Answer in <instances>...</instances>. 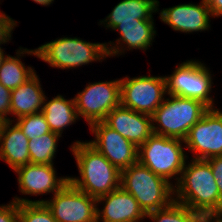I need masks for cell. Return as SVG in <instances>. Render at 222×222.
I'll use <instances>...</instances> for the list:
<instances>
[{"instance_id":"obj_1","label":"cell","mask_w":222,"mask_h":222,"mask_svg":"<svg viewBox=\"0 0 222 222\" xmlns=\"http://www.w3.org/2000/svg\"><path fill=\"white\" fill-rule=\"evenodd\" d=\"M176 179L174 201L198 214L222 211L220 192L207 160L193 159L188 166L185 163L181 176Z\"/></svg>"},{"instance_id":"obj_2","label":"cell","mask_w":222,"mask_h":222,"mask_svg":"<svg viewBox=\"0 0 222 222\" xmlns=\"http://www.w3.org/2000/svg\"><path fill=\"white\" fill-rule=\"evenodd\" d=\"M71 147L81 176L68 177L73 186L96 199L120 187L121 171L93 146L76 141Z\"/></svg>"},{"instance_id":"obj_3","label":"cell","mask_w":222,"mask_h":222,"mask_svg":"<svg viewBox=\"0 0 222 222\" xmlns=\"http://www.w3.org/2000/svg\"><path fill=\"white\" fill-rule=\"evenodd\" d=\"M120 187L136 199L145 213L163 209L174 201V185L139 161L121 171Z\"/></svg>"},{"instance_id":"obj_4","label":"cell","mask_w":222,"mask_h":222,"mask_svg":"<svg viewBox=\"0 0 222 222\" xmlns=\"http://www.w3.org/2000/svg\"><path fill=\"white\" fill-rule=\"evenodd\" d=\"M22 49L20 47L16 55L34 54L39 59L49 63L50 66L63 70L79 67L92 61H100L108 56L104 43H90L76 37L56 39L35 50Z\"/></svg>"},{"instance_id":"obj_5","label":"cell","mask_w":222,"mask_h":222,"mask_svg":"<svg viewBox=\"0 0 222 222\" xmlns=\"http://www.w3.org/2000/svg\"><path fill=\"white\" fill-rule=\"evenodd\" d=\"M154 111L152 117L153 133L165 137L184 140L191 127L209 110L203 102L170 95ZM154 122L158 124L155 126Z\"/></svg>"},{"instance_id":"obj_6","label":"cell","mask_w":222,"mask_h":222,"mask_svg":"<svg viewBox=\"0 0 222 222\" xmlns=\"http://www.w3.org/2000/svg\"><path fill=\"white\" fill-rule=\"evenodd\" d=\"M179 138L165 137L153 133L139 147L138 161L168 182L181 175L185 166V154ZM141 152V153H140Z\"/></svg>"},{"instance_id":"obj_7","label":"cell","mask_w":222,"mask_h":222,"mask_svg":"<svg viewBox=\"0 0 222 222\" xmlns=\"http://www.w3.org/2000/svg\"><path fill=\"white\" fill-rule=\"evenodd\" d=\"M50 201L21 199L15 197L14 202L44 203L57 222H97L96 198L80 191L67 182Z\"/></svg>"},{"instance_id":"obj_8","label":"cell","mask_w":222,"mask_h":222,"mask_svg":"<svg viewBox=\"0 0 222 222\" xmlns=\"http://www.w3.org/2000/svg\"><path fill=\"white\" fill-rule=\"evenodd\" d=\"M211 74L203 63L187 61L177 66L172 75L166 76L167 94L196 99L214 108L210 97L213 83Z\"/></svg>"},{"instance_id":"obj_9","label":"cell","mask_w":222,"mask_h":222,"mask_svg":"<svg viewBox=\"0 0 222 222\" xmlns=\"http://www.w3.org/2000/svg\"><path fill=\"white\" fill-rule=\"evenodd\" d=\"M120 92V104L123 107L152 115L167 93L166 77H125L120 79Z\"/></svg>"},{"instance_id":"obj_10","label":"cell","mask_w":222,"mask_h":222,"mask_svg":"<svg viewBox=\"0 0 222 222\" xmlns=\"http://www.w3.org/2000/svg\"><path fill=\"white\" fill-rule=\"evenodd\" d=\"M120 79L90 83L74 97L78 116L88 124L103 121L107 114L120 105Z\"/></svg>"},{"instance_id":"obj_11","label":"cell","mask_w":222,"mask_h":222,"mask_svg":"<svg viewBox=\"0 0 222 222\" xmlns=\"http://www.w3.org/2000/svg\"><path fill=\"white\" fill-rule=\"evenodd\" d=\"M184 144L196 153L194 159L222 156V116L215 108H209L191 127Z\"/></svg>"},{"instance_id":"obj_12","label":"cell","mask_w":222,"mask_h":222,"mask_svg":"<svg viewBox=\"0 0 222 222\" xmlns=\"http://www.w3.org/2000/svg\"><path fill=\"white\" fill-rule=\"evenodd\" d=\"M89 126L95 135V140L88 143L120 171L138 161L139 148L117 131L103 121L94 122Z\"/></svg>"},{"instance_id":"obj_13","label":"cell","mask_w":222,"mask_h":222,"mask_svg":"<svg viewBox=\"0 0 222 222\" xmlns=\"http://www.w3.org/2000/svg\"><path fill=\"white\" fill-rule=\"evenodd\" d=\"M103 122L138 148L153 134L151 115L136 112L121 104L111 110Z\"/></svg>"},{"instance_id":"obj_14","label":"cell","mask_w":222,"mask_h":222,"mask_svg":"<svg viewBox=\"0 0 222 222\" xmlns=\"http://www.w3.org/2000/svg\"><path fill=\"white\" fill-rule=\"evenodd\" d=\"M18 173L20 192L28 195L56 193L67 182L68 177L57 179L55 169L51 164H26L14 170Z\"/></svg>"},{"instance_id":"obj_15","label":"cell","mask_w":222,"mask_h":222,"mask_svg":"<svg viewBox=\"0 0 222 222\" xmlns=\"http://www.w3.org/2000/svg\"><path fill=\"white\" fill-rule=\"evenodd\" d=\"M103 201L104 209L97 207V222H139L146 218L136 199L122 187L96 199L97 203Z\"/></svg>"},{"instance_id":"obj_16","label":"cell","mask_w":222,"mask_h":222,"mask_svg":"<svg viewBox=\"0 0 222 222\" xmlns=\"http://www.w3.org/2000/svg\"><path fill=\"white\" fill-rule=\"evenodd\" d=\"M211 15L208 3L202 0L200 5L180 4L160 12V19L175 31L196 32L208 30Z\"/></svg>"},{"instance_id":"obj_17","label":"cell","mask_w":222,"mask_h":222,"mask_svg":"<svg viewBox=\"0 0 222 222\" xmlns=\"http://www.w3.org/2000/svg\"><path fill=\"white\" fill-rule=\"evenodd\" d=\"M5 121L0 133V159L7 162L13 169L30 163L29 139L17 124ZM11 126V127H10Z\"/></svg>"},{"instance_id":"obj_18","label":"cell","mask_w":222,"mask_h":222,"mask_svg":"<svg viewBox=\"0 0 222 222\" xmlns=\"http://www.w3.org/2000/svg\"><path fill=\"white\" fill-rule=\"evenodd\" d=\"M40 80L36 73L23 84L11 91L10 109L17 119L26 115L42 111L46 96L40 87Z\"/></svg>"},{"instance_id":"obj_19","label":"cell","mask_w":222,"mask_h":222,"mask_svg":"<svg viewBox=\"0 0 222 222\" xmlns=\"http://www.w3.org/2000/svg\"><path fill=\"white\" fill-rule=\"evenodd\" d=\"M158 0H123L119 2L101 24L114 29L128 22H153L152 14L158 12Z\"/></svg>"},{"instance_id":"obj_20","label":"cell","mask_w":222,"mask_h":222,"mask_svg":"<svg viewBox=\"0 0 222 222\" xmlns=\"http://www.w3.org/2000/svg\"><path fill=\"white\" fill-rule=\"evenodd\" d=\"M113 30H119L120 38L117 41L116 45L111 43L108 47L107 43H105L106 51L108 56H114L122 53L121 47L118 46L122 41L124 45L128 47V49H141L146 50L150 45H152L151 41L154 39V35L156 34V30L154 29V22H128L117 25ZM121 49V50H120ZM120 52V53H119Z\"/></svg>"},{"instance_id":"obj_21","label":"cell","mask_w":222,"mask_h":222,"mask_svg":"<svg viewBox=\"0 0 222 222\" xmlns=\"http://www.w3.org/2000/svg\"><path fill=\"white\" fill-rule=\"evenodd\" d=\"M46 100L44 99L41 112L44 114L50 130L61 136L62 129L74 123L79 117L75 100L74 98L67 100L61 95H57L48 102Z\"/></svg>"},{"instance_id":"obj_22","label":"cell","mask_w":222,"mask_h":222,"mask_svg":"<svg viewBox=\"0 0 222 222\" xmlns=\"http://www.w3.org/2000/svg\"><path fill=\"white\" fill-rule=\"evenodd\" d=\"M19 56L7 55L0 66V83L10 91L16 89L35 74L31 67H25Z\"/></svg>"},{"instance_id":"obj_23","label":"cell","mask_w":222,"mask_h":222,"mask_svg":"<svg viewBox=\"0 0 222 222\" xmlns=\"http://www.w3.org/2000/svg\"><path fill=\"white\" fill-rule=\"evenodd\" d=\"M60 137V135L51 131L39 138L30 139L28 148L30 163L53 165V157Z\"/></svg>"},{"instance_id":"obj_24","label":"cell","mask_w":222,"mask_h":222,"mask_svg":"<svg viewBox=\"0 0 222 222\" xmlns=\"http://www.w3.org/2000/svg\"><path fill=\"white\" fill-rule=\"evenodd\" d=\"M199 214L189 207L173 201L169 206L146 213L154 222H197Z\"/></svg>"},{"instance_id":"obj_25","label":"cell","mask_w":222,"mask_h":222,"mask_svg":"<svg viewBox=\"0 0 222 222\" xmlns=\"http://www.w3.org/2000/svg\"><path fill=\"white\" fill-rule=\"evenodd\" d=\"M16 120V124L29 140L51 132L42 112L26 115Z\"/></svg>"},{"instance_id":"obj_26","label":"cell","mask_w":222,"mask_h":222,"mask_svg":"<svg viewBox=\"0 0 222 222\" xmlns=\"http://www.w3.org/2000/svg\"><path fill=\"white\" fill-rule=\"evenodd\" d=\"M19 222H57L44 203L19 204Z\"/></svg>"},{"instance_id":"obj_27","label":"cell","mask_w":222,"mask_h":222,"mask_svg":"<svg viewBox=\"0 0 222 222\" xmlns=\"http://www.w3.org/2000/svg\"><path fill=\"white\" fill-rule=\"evenodd\" d=\"M0 222H19V204L10 202L0 206Z\"/></svg>"},{"instance_id":"obj_28","label":"cell","mask_w":222,"mask_h":222,"mask_svg":"<svg viewBox=\"0 0 222 222\" xmlns=\"http://www.w3.org/2000/svg\"><path fill=\"white\" fill-rule=\"evenodd\" d=\"M16 21H14L9 16L4 14H0V44L6 43L11 38V32L16 25Z\"/></svg>"},{"instance_id":"obj_29","label":"cell","mask_w":222,"mask_h":222,"mask_svg":"<svg viewBox=\"0 0 222 222\" xmlns=\"http://www.w3.org/2000/svg\"><path fill=\"white\" fill-rule=\"evenodd\" d=\"M10 103L11 91L0 83V116L6 121H11L7 118V115L11 114Z\"/></svg>"},{"instance_id":"obj_30","label":"cell","mask_w":222,"mask_h":222,"mask_svg":"<svg viewBox=\"0 0 222 222\" xmlns=\"http://www.w3.org/2000/svg\"><path fill=\"white\" fill-rule=\"evenodd\" d=\"M207 161L211 166L222 200V156L211 157Z\"/></svg>"},{"instance_id":"obj_31","label":"cell","mask_w":222,"mask_h":222,"mask_svg":"<svg viewBox=\"0 0 222 222\" xmlns=\"http://www.w3.org/2000/svg\"><path fill=\"white\" fill-rule=\"evenodd\" d=\"M221 217H222V211L205 212L199 214L197 222H222Z\"/></svg>"},{"instance_id":"obj_32","label":"cell","mask_w":222,"mask_h":222,"mask_svg":"<svg viewBox=\"0 0 222 222\" xmlns=\"http://www.w3.org/2000/svg\"><path fill=\"white\" fill-rule=\"evenodd\" d=\"M211 16H222V0H206Z\"/></svg>"},{"instance_id":"obj_33","label":"cell","mask_w":222,"mask_h":222,"mask_svg":"<svg viewBox=\"0 0 222 222\" xmlns=\"http://www.w3.org/2000/svg\"><path fill=\"white\" fill-rule=\"evenodd\" d=\"M33 1H35L38 4L47 6V5H50L52 3V1H54V0H33Z\"/></svg>"},{"instance_id":"obj_34","label":"cell","mask_w":222,"mask_h":222,"mask_svg":"<svg viewBox=\"0 0 222 222\" xmlns=\"http://www.w3.org/2000/svg\"><path fill=\"white\" fill-rule=\"evenodd\" d=\"M5 58H6V56L4 55L3 49H1V47H0V66L3 63Z\"/></svg>"},{"instance_id":"obj_35","label":"cell","mask_w":222,"mask_h":222,"mask_svg":"<svg viewBox=\"0 0 222 222\" xmlns=\"http://www.w3.org/2000/svg\"><path fill=\"white\" fill-rule=\"evenodd\" d=\"M6 120H4L1 116H0V133H1V130H2V127H3V124Z\"/></svg>"},{"instance_id":"obj_36","label":"cell","mask_w":222,"mask_h":222,"mask_svg":"<svg viewBox=\"0 0 222 222\" xmlns=\"http://www.w3.org/2000/svg\"><path fill=\"white\" fill-rule=\"evenodd\" d=\"M218 112H219V114L222 116V112L221 111H219L218 109H216Z\"/></svg>"}]
</instances>
